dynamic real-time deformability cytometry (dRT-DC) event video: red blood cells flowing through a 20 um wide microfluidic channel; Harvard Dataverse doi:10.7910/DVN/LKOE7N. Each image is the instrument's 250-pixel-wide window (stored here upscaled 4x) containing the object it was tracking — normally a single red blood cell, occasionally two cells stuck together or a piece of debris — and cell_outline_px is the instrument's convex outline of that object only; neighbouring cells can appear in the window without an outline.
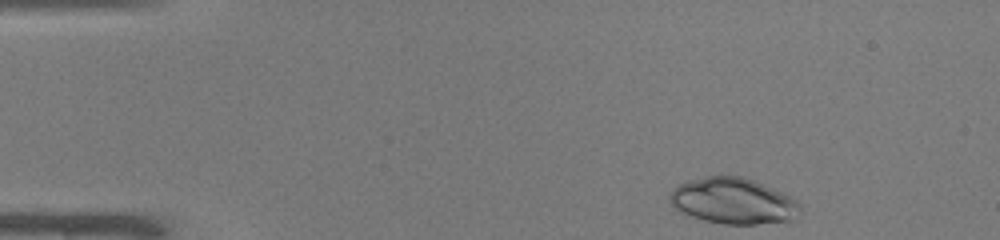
{"species": "common noctule bat (a hibernating species)", "species_latin": "Nyctalus noctula", "temperature_condition": "warm", "stored_images_in_passage": 15, "camera_frame_rate_fps": 3000, "um_per_image_px": 0.085, "animal": {"sex": "male", "body_mass_g": 19.0, "forearm_length_mm": 50.8}, "frame": {"image": 1, "passage_image": 1, "time_ms": 0.0, "image_size_px": [1000, 240], "cell_outline_px": [[800, 208], [792, 220], [756, 224], [724, 224], [704, 220], [688, 216], [680, 212], [668, 200], [668, 196], [672, 188], [688, 180], [708, 176], [744, 176], [772, 188], [796, 200], [800, 204]], "centroid_in_image_um": [62.26, 17.08], "position_along_channel_um": 22.7, "area_um2": 34.8}}
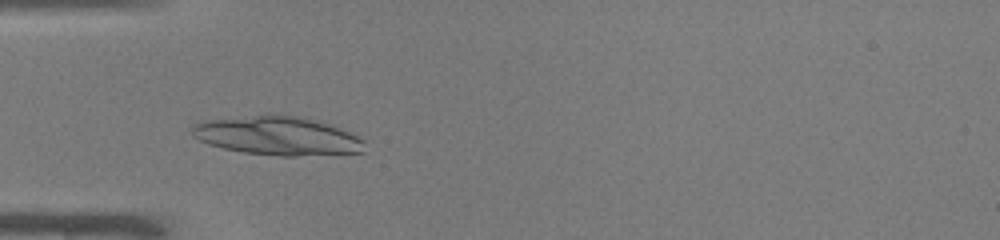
{"frame": {"image": 2, "passage_image": 10, "time_ms": 3.0, "image_size_px": [1000, 240], "cell_outline_px": [[364, 152], [296, 156], [280, 156], [244, 152], [224, 148], [208, 144], [192, 136], [192, 128], [196, 124], [204, 120], [268, 112], [300, 116], [316, 120], [340, 128], [364, 140]], "centroid_in_image_um": [23.55, 11.51], "position_along_channel_um": 61.5, "area_um2": 39.42}}
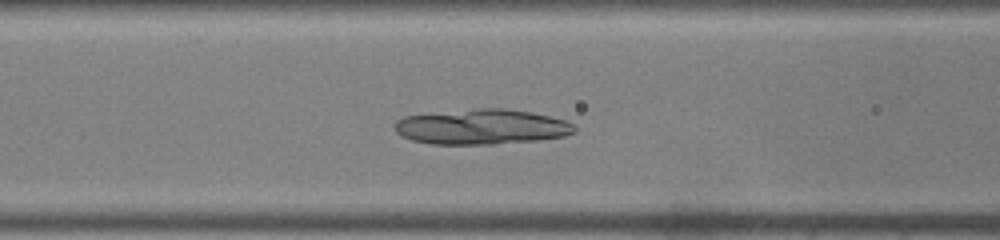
{"frame": {"image": 3, "passage_image": 15, "time_ms": 4.667, "image_size_px": [1000, 240], "cell_outline_px": [[576, 132], [564, 136], [536, 140], [492, 144], [432, 144], [412, 140], [400, 136], [396, 132], [396, 120], [404, 116], [480, 108], [504, 108], [528, 112], [548, 116], [564, 120], [572, 124], [576, 128]], "centroid_in_image_um": [40.92, 10.78], "position_along_channel_um": 125.7, "area_um2": 36.53}}